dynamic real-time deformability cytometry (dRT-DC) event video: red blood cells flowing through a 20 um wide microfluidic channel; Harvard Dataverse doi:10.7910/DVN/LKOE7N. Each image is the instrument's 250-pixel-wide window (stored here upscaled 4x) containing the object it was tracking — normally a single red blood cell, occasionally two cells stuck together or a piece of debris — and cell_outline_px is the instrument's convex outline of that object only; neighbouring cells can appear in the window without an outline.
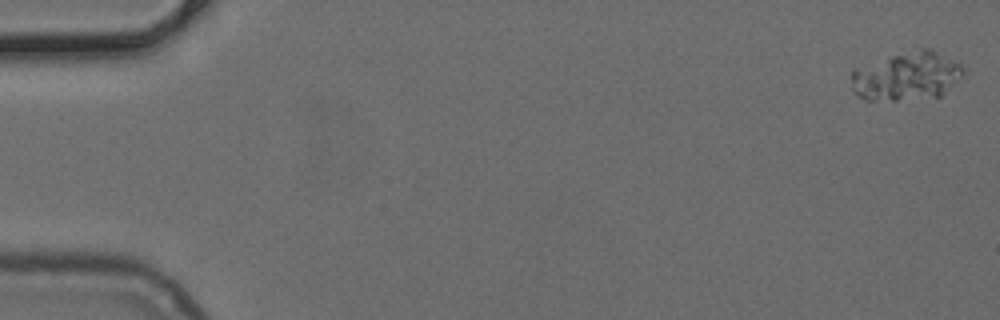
{"species": "common noctule bat (a hibernating species)", "species_latin": "Nyctalus noctula", "temperature_condition": "cold", "stored_images_in_passage": 49, "camera_frame_rate_fps": 3000, "um_per_image_px": 0.085, "animal": {"sex": "female", "body_mass_g": 24.6, "forearm_length_mm": 56.2}, "frame": {"image": 1, "passage_image": 1, "time_ms": 0.0, "image_size_px": [1000, 320], "cell_outline_px": [[964, 76], [940, 96], [896, 100], [864, 100], [856, 96], [852, 88], [852, 72], [888, 56], [920, 48], [928, 48], [960, 64], [964, 68]], "centroid_in_image_um": [77.09, 6.49], "position_along_channel_um": 7.9, "area_um2": 31.21}}
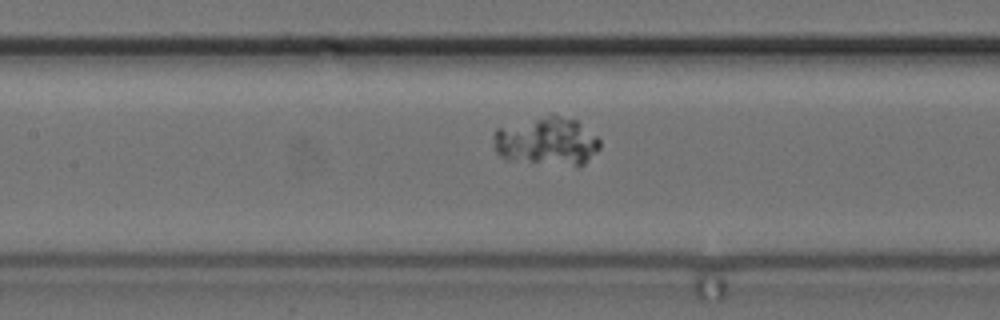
{"frame": {"image": 2, "passage_image": 24, "time_ms": 7.667, "image_size_px": [1000, 320], "cell_outline_px": [[600, 148], [584, 164], [576, 168], [504, 160], [496, 152], [492, 136], [492, 132], [496, 128], [548, 112], [552, 112], [576, 120], [596, 136], [600, 140]], "centroid_in_image_um": [46.44, 12.01], "position_along_channel_um": 161.0, "area_um2": 31.44}}
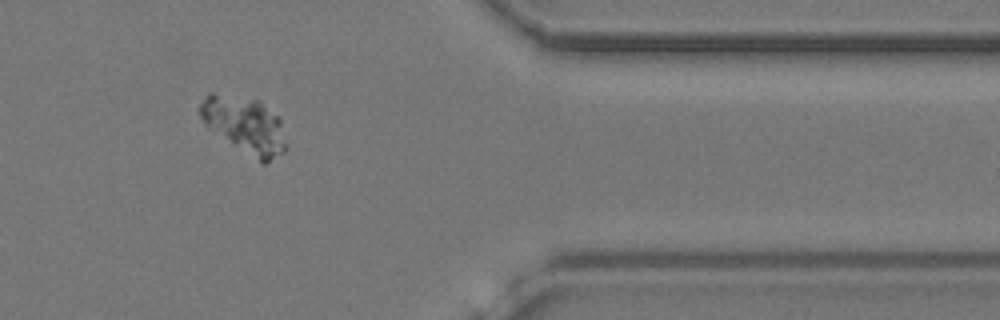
{"frame": {"image": 3, "passage_image": 43, "time_ms": 14.0, "image_size_px": [1000, 320], "cell_outline_px": [[288, 148], [284, 152], [264, 164], [260, 164], [208, 128], [204, 124], [200, 116], [200, 104], [208, 92], [212, 92], [260, 100], [280, 120]], "centroid_in_image_um": [20.8, 10.65], "position_along_channel_um": 390.6, "area_um2": 28.61}}